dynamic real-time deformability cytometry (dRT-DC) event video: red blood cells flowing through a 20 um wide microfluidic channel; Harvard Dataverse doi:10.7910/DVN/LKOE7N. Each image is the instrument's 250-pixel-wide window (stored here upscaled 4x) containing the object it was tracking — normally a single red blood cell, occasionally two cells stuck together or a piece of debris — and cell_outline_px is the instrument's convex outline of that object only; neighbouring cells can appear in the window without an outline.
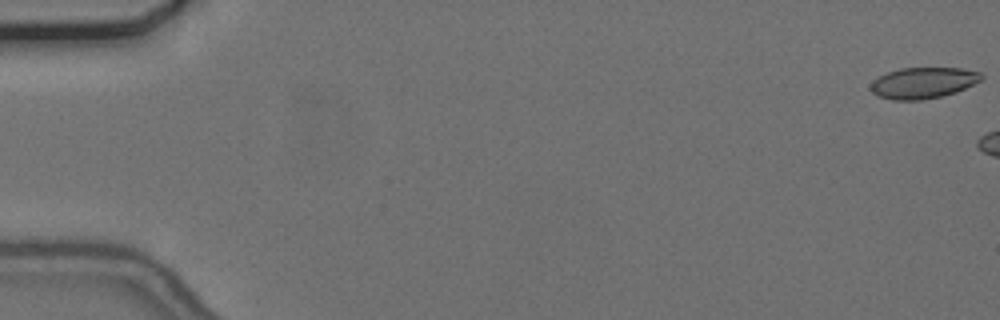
{"species": "common noctule bat (a hibernating species)", "species_latin": "Nyctalus noctula", "temperature_condition": "cold", "stored_images_in_passage": 9, "camera_frame_rate_fps": 3000, "um_per_image_px": 0.085, "animal": {"sex": "female", "body_mass_g": 24.6, "forearm_length_mm": 56.2}, "frame": {"image": 1, "passage_image": 1, "time_ms": 0.0, "image_size_px": [1000, 320], "cell_outline_px": [[984, 76], [980, 80], [956, 92], [940, 96], [920, 100], [892, 100], [876, 96], [868, 88], [872, 80], [888, 72], [900, 68], [960, 68], [980, 72]], "centroid_in_image_um": [78.41, 7.04], "position_along_channel_um": 6.6, "area_um2": 20.06}}